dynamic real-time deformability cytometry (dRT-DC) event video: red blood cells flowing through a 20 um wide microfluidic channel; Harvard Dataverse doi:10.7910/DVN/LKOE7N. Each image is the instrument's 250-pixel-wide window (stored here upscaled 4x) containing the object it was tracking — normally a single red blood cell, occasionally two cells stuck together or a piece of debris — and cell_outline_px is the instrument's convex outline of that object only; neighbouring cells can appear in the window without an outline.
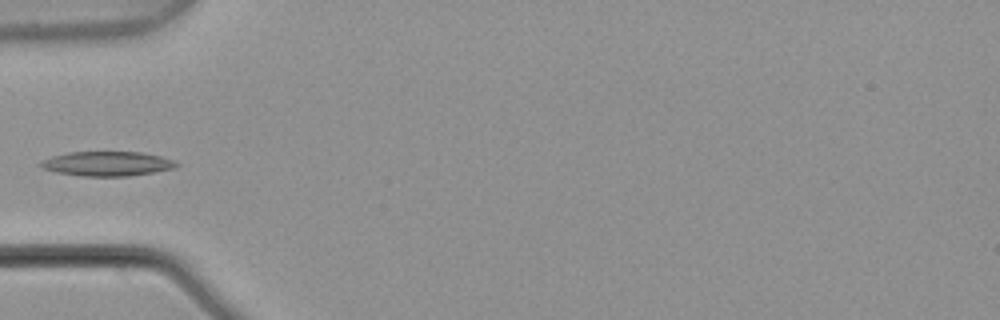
{"species": "common noctule bat (a hibernating species)", "species_latin": "Nyctalus noctula", "temperature_condition": "warm", "stored_images_in_passage": 5, "camera_frame_rate_fps": 3000, "um_per_image_px": 0.085, "animal": {"sex": "male", "body_mass_g": 21.5, "forearm_length_mm": 52.0}, "frame": {"image": 1, "passage_image": 5, "time_ms": 1.333, "image_size_px": [1000, 320], "cell_outline_px": [[180, 164], [176, 168], [128, 176], [84, 176], [56, 172], [44, 168], [36, 164], [40, 160], [52, 156], [68, 152], [140, 152], [160, 156], [172, 160]], "centroid_in_image_um": [9.08, 13.91], "position_along_channel_um": 75.9, "area_um2": 19.36}}